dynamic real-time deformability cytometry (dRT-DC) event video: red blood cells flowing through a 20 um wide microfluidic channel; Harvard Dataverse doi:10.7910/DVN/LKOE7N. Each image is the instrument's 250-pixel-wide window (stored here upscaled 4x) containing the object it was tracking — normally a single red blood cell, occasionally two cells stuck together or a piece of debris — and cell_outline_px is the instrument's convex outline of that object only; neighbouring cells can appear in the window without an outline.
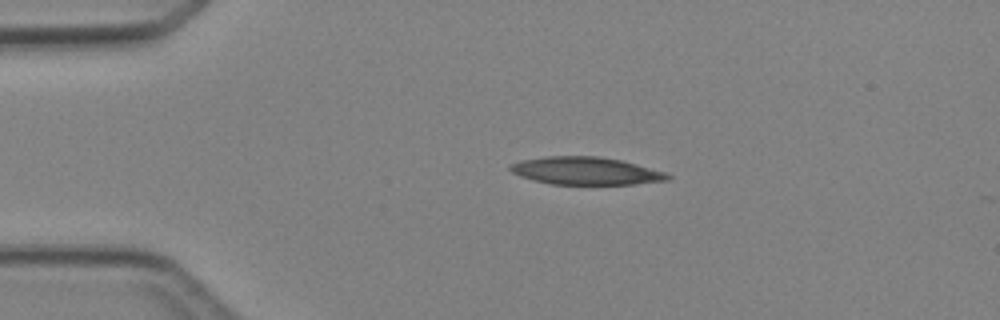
{"species": "Egyptian fruit bat (a non-hibernating species)", "species_latin": "Rousettus aegyptiacus", "temperature_condition": "cold", "stored_images_in_passage": 2, "camera_frame_rate_fps": 3000, "um_per_image_px": 0.085, "animal": {"sex": "female"}, "frame": {"image": 1, "passage_image": 1, "time_ms": 0.0, "image_size_px": [1000, 320], "cell_outline_px": [[672, 176], [668, 180], [636, 184], [552, 184], [520, 176], [512, 172], [508, 168], [512, 164], [520, 160], [548, 156], [596, 156], [620, 160], [636, 164], [664, 172]], "centroid_in_image_um": [49.79, 14.52], "position_along_channel_um": 35.2, "area_um2": 25.09}}